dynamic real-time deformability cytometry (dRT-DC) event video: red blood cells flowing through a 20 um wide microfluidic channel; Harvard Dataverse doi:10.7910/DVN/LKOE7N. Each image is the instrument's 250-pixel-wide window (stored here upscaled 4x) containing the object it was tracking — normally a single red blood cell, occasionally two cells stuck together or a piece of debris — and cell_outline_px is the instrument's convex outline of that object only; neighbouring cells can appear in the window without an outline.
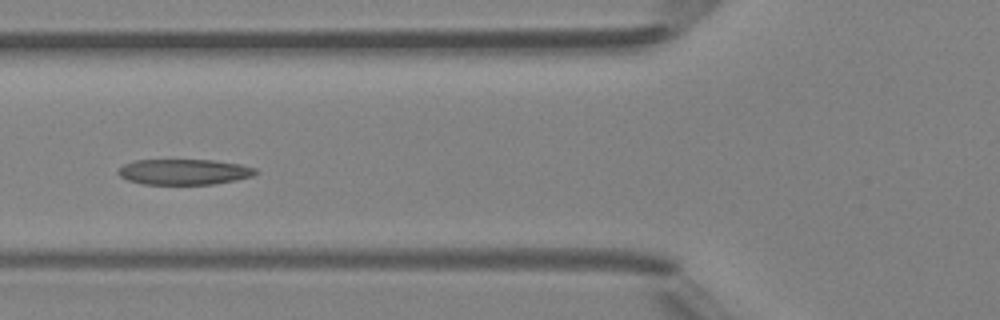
{"species": "Egyptian fruit bat (a non-hibernating species)", "species_latin": "Rousettus aegyptiacus", "temperature_condition": "room temperature", "stored_images_in_passage": 7, "camera_frame_rate_fps": 3000, "um_per_image_px": 0.085, "animal": {"sex": "female"}, "frame": {"image": 1, "passage_image": 6, "time_ms": 6.0, "image_size_px": [1000, 320], "cell_outline_px": [[260, 172], [252, 176], [236, 180], [212, 184], [144, 184], [128, 180], [120, 176], [116, 172], [124, 164], [136, 160], [212, 160], [240, 164], [256, 168]], "centroid_in_image_um": [15.67, 14.61], "position_along_channel_um": 110.1, "area_um2": 20.46}}
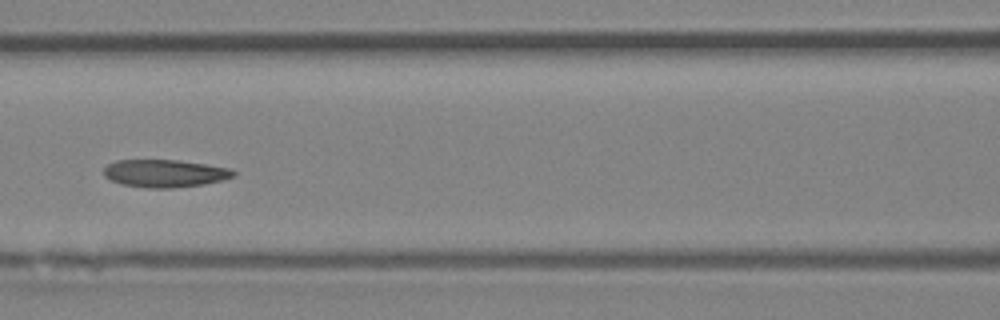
{"frame": {"image": 2, "passage_image": 7, "time_ms": 7.0, "image_size_px": [1000, 320], "cell_outline_px": [[236, 176], [204, 184], [172, 188], [148, 188], [124, 184], [112, 180], [104, 176], [104, 168], [108, 164], [116, 160], [176, 160], [204, 164], [228, 168], [236, 172]], "centroid_in_image_um": [14.0, 14.73], "position_along_channel_um": 152.6, "area_um2": 20.63}}